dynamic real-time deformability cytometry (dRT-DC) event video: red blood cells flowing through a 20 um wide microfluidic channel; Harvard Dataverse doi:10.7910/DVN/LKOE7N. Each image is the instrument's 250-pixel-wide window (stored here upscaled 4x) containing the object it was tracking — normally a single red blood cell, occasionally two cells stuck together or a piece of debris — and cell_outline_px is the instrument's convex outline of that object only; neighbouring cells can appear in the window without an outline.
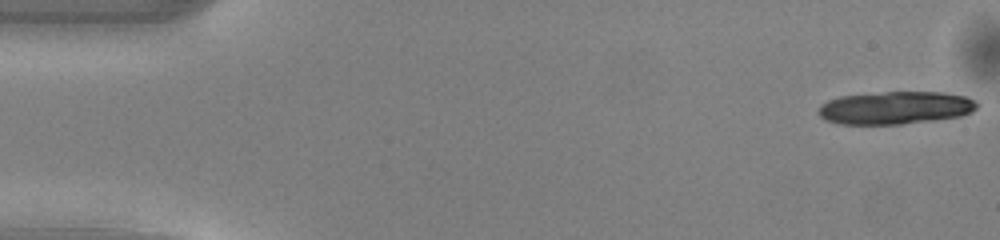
{"species": "common noctule bat (a hibernating species)", "species_latin": "Nyctalus noctula", "temperature_condition": "warm", "stored_images_in_passage": 14, "camera_frame_rate_fps": 3000, "um_per_image_px": 0.085, "animal": {"sex": "male", "body_mass_g": 13.0, "forearm_length_mm": 53.1}, "frame": {"image": 1, "passage_image": 1, "time_ms": 0.0, "image_size_px": [1000, 240], "cell_outline_px": [[976, 108], [972, 112], [960, 116], [932, 120], [900, 124], [840, 124], [824, 120], [820, 116], [820, 104], [828, 100], [840, 96], [884, 92], [944, 92], [968, 96], [976, 104]], "centroid_in_image_um": [76.09, 9.16], "position_along_channel_um": 8.9, "area_um2": 30.17}}